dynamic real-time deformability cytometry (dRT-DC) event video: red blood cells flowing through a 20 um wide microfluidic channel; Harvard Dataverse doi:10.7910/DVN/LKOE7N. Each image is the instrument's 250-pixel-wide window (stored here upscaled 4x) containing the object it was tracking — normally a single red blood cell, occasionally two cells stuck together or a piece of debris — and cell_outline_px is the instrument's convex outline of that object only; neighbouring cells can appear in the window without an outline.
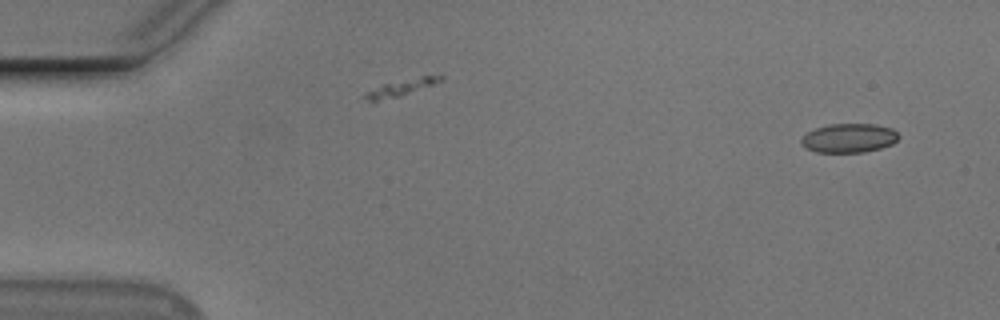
{"species": "Egyptian fruit bat (a non-hibernating species)", "species_latin": "Rousettus aegyptiacus", "temperature_condition": "cold", "stored_images_in_passage": 25, "camera_frame_rate_fps": 3000, "um_per_image_px": 0.085, "animal": {"sex": "male"}, "frame": {"image": 1, "passage_image": 1, "time_ms": 0.0, "image_size_px": [1000, 320], "cell_outline_px": [[900, 136], [892, 144], [880, 148], [864, 152], [816, 152], [808, 148], [800, 140], [808, 132], [816, 128], [828, 124], [876, 124], [892, 128]], "centroid_in_image_um": [72.2, 11.72], "position_along_channel_um": 12.8, "area_um2": 16.3}}